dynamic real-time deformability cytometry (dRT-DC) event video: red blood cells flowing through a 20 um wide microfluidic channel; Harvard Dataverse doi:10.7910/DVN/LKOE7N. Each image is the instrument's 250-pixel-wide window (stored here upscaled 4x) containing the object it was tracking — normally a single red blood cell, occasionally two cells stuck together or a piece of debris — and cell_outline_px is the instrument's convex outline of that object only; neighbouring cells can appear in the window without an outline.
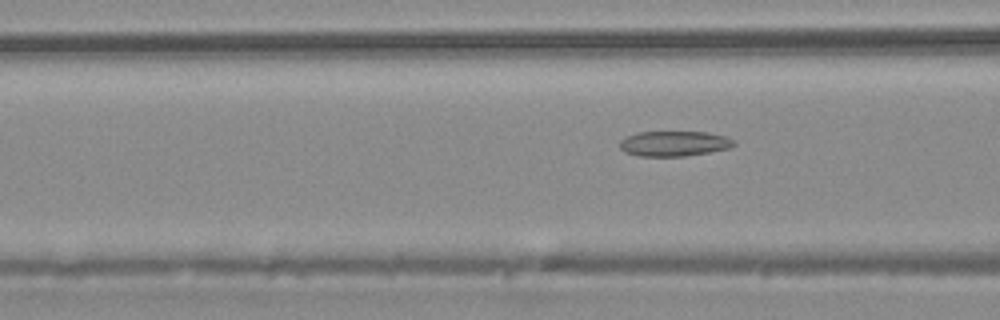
{"species": "common noctule bat (a hibernating species)", "species_latin": "Nyctalus noctula", "temperature_condition": "warm", "stored_images_in_passage": 4, "camera_frame_rate_fps": 3000, "um_per_image_px": 0.085, "animal": {"sex": "male", "body_mass_g": 20.4}, "frame": {"image": 1, "passage_image": 4, "time_ms": 1.0, "image_size_px": [1000, 320], "cell_outline_px": [[736, 144], [732, 148], [684, 156], [636, 156], [624, 152], [620, 148], [620, 140], [628, 136], [640, 132], [708, 132], [728, 136], [736, 140]], "centroid_in_image_um": [57.35, 12.2], "position_along_channel_um": 109.2, "area_um2": 16.94}}